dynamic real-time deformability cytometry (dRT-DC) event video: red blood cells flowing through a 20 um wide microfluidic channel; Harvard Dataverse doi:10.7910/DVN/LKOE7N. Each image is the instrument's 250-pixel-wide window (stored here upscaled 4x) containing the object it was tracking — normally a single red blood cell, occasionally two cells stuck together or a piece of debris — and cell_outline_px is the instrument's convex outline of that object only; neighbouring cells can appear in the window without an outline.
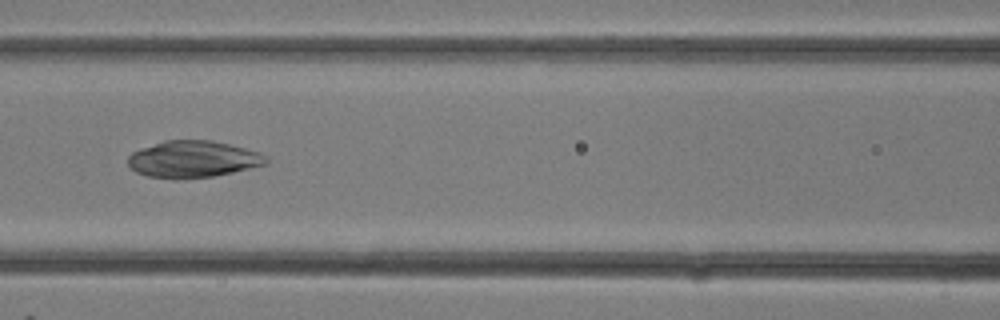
{"species": "common noctule bat (a hibernating species)", "species_latin": "Nyctalus noctula", "temperature_condition": "room temperature", "stored_images_in_passage": 17, "camera_frame_rate_fps": 3000, "um_per_image_px": 0.085, "animal": {"sex": "female"}, "frame": {"image": 1, "passage_image": 12, "time_ms": 3.667, "image_size_px": [1000, 320], "cell_outline_px": [[268, 164], [232, 172], [212, 176], [176, 180], [148, 176], [136, 172], [128, 164], [128, 156], [132, 152], [140, 148], [164, 140], [212, 140], [260, 152], [268, 156]], "centroid_in_image_um": [16.4, 13.53], "position_along_channel_um": 150.2, "area_um2": 29.77}}
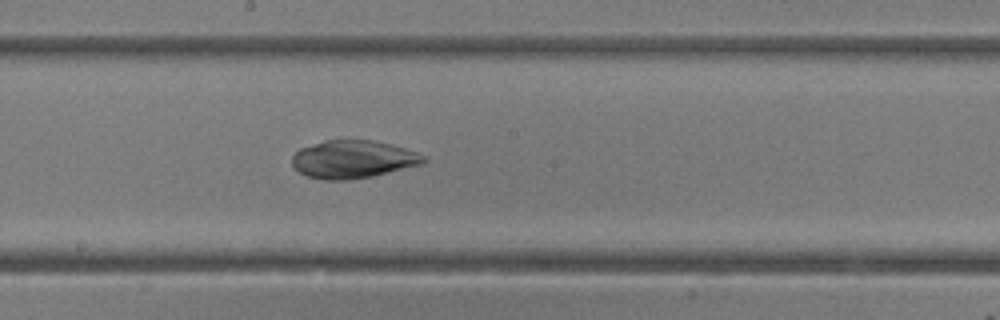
{"frame": {"image": 2, "passage_image": 15, "time_ms": 4.667, "image_size_px": [1000, 320], "cell_outline_px": [[428, 160], [424, 164], [372, 176], [348, 180], [324, 180], [308, 176], [300, 172], [292, 164], [292, 156], [300, 148], [324, 140], [372, 140], [392, 144], [416, 152], [424, 156]], "centroid_in_image_um": [30.02, 13.54], "position_along_channel_um": 218.2, "area_um2": 29.02}}
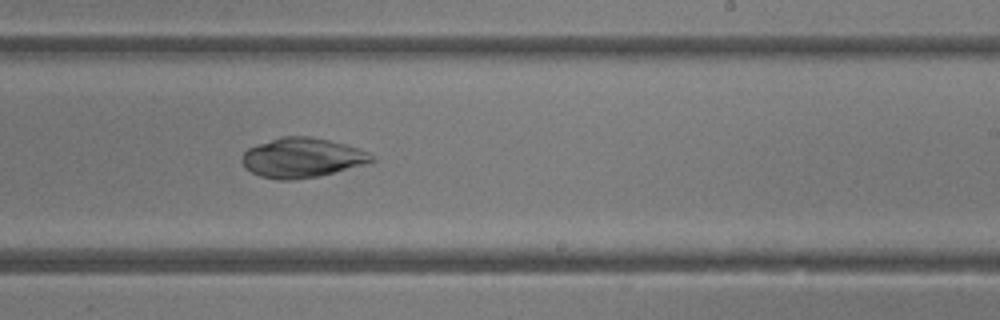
{"frame": {"image": 3, "passage_image": 17, "time_ms": 5.333, "image_size_px": [1000, 320], "cell_outline_px": [[376, 160], [368, 164], [320, 176], [292, 180], [280, 180], [260, 176], [244, 168], [240, 160], [244, 152], [248, 148], [256, 144], [280, 136], [308, 136], [328, 140], [344, 144], [368, 152], [376, 156]], "centroid_in_image_um": [25.67, 13.41], "position_along_channel_um": 263.3, "area_um2": 30.29}}